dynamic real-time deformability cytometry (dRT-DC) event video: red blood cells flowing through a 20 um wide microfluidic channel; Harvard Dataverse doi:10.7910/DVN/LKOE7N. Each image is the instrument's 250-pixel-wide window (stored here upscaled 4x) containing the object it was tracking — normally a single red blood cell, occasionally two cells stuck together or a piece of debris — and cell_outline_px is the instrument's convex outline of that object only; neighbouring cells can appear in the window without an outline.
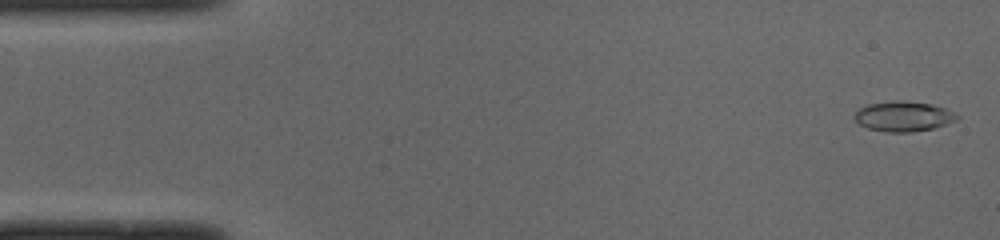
{"species": "common noctule bat (a hibernating species)", "species_latin": "Nyctalus noctula", "temperature_condition": "cold", "stored_images_in_passage": 8, "camera_frame_rate_fps": 3000, "um_per_image_px": 0.085, "animal": {"sex": "male", "body_mass_g": 19.0, "forearm_length_mm": 50.8}, "frame": {"image": 1, "passage_image": 1, "time_ms": 0.0, "image_size_px": [1000, 240], "cell_outline_px": [[960, 116], [956, 120], [932, 128], [912, 132], [888, 132], [868, 128], [860, 124], [852, 116], [860, 108], [868, 104], [892, 100], [904, 100], [932, 104], [956, 112]], "centroid_in_image_um": [76.79, 9.87], "position_along_channel_um": 8.2, "area_um2": 17.98}}